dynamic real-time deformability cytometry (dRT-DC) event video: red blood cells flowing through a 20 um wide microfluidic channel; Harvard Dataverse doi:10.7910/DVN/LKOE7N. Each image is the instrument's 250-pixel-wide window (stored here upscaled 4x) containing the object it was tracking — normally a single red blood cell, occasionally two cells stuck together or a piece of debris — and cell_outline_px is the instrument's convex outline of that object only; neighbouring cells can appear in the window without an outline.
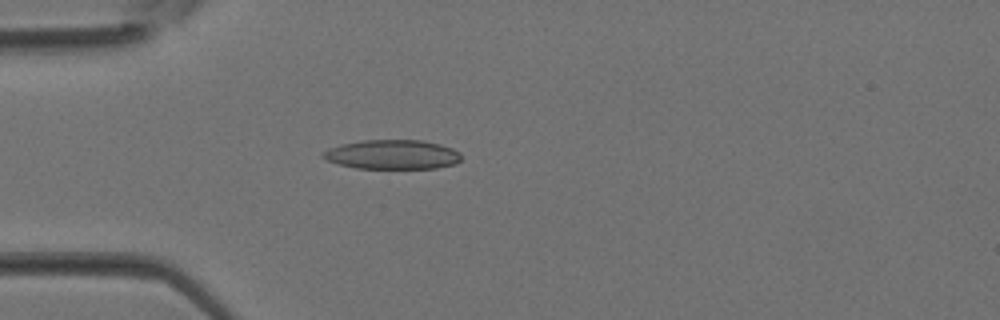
{"species": "Egyptian fruit bat (a non-hibernating species)", "species_latin": "Rousettus aegyptiacus", "temperature_condition": "room temperature", "stored_images_in_passage": 28, "camera_frame_rate_fps": 3000, "um_per_image_px": 0.085, "animal": {"sex": "female"}, "frame": {"image": 1, "passage_image": 1, "time_ms": 0.0, "image_size_px": [1000, 320], "cell_outline_px": [[460, 160], [456, 164], [436, 168], [356, 168], [340, 164], [328, 160], [320, 156], [328, 148], [340, 144], [364, 140], [424, 140], [440, 144], [452, 148], [460, 152]], "centroid_in_image_um": [33.37, 13.13], "position_along_channel_um": 51.6, "area_um2": 23.64}}
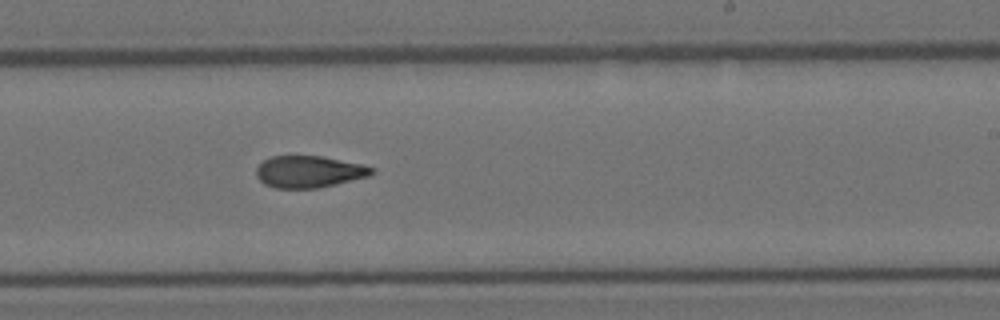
{"frame": {"image": 2, "passage_image": 13, "time_ms": 4.0, "image_size_px": [1000, 320], "cell_outline_px": [[376, 172], [368, 176], [336, 184], [316, 188], [276, 188], [264, 184], [256, 176], [256, 168], [264, 160], [272, 156], [320, 156], [364, 164], [376, 168]], "centroid_in_image_um": [26.29, 14.59], "position_along_channel_um": 262.7, "area_um2": 21.44}}
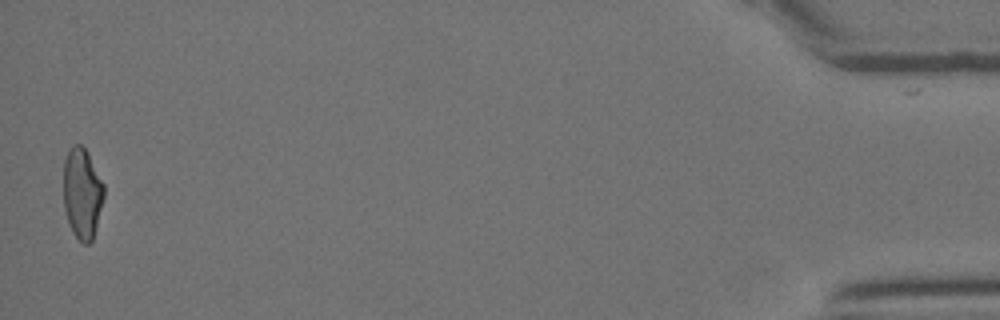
{"frame": {"image": 3, "passage_image": 27, "time_ms": 8.667, "image_size_px": [1000, 320], "cell_outline_px": [[104, 196], [92, 240], [88, 244], [84, 244], [72, 232], [68, 224], [64, 208], [64, 160], [68, 148], [72, 144], [80, 144], [88, 152], [104, 184]], "centroid_in_image_um": [6.97, 16.39], "position_along_channel_um": 428.2, "area_um2": 21.44}}